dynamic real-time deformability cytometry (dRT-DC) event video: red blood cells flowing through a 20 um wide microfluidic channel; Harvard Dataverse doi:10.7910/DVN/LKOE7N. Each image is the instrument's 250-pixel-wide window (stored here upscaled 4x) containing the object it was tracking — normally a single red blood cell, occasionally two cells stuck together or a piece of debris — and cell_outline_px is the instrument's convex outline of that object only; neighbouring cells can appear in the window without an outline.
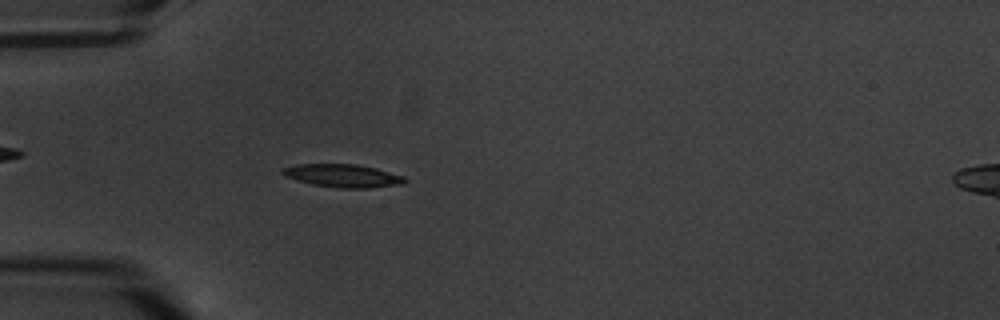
{"species": "common noctule bat (a hibernating species)", "species_latin": "Nyctalus noctula", "temperature_condition": "warm", "stored_images_in_passage": 4, "camera_frame_rate_fps": 3000, "um_per_image_px": 0.085, "animal": {"sex": "male", "body_mass_g": 20.1, "forearm_length_mm": 53.5}, "frame": {"image": 1, "passage_image": 4, "time_ms": 4.333, "image_size_px": [1000, 320], "cell_outline_px": [[408, 180], [404, 184], [368, 188], [340, 188], [312, 184], [296, 180], [284, 176], [280, 172], [284, 168], [296, 164], [356, 164], [376, 168], [404, 176]], "centroid_in_image_um": [29.16, 14.94], "position_along_channel_um": 55.8, "area_um2": 16.47}}